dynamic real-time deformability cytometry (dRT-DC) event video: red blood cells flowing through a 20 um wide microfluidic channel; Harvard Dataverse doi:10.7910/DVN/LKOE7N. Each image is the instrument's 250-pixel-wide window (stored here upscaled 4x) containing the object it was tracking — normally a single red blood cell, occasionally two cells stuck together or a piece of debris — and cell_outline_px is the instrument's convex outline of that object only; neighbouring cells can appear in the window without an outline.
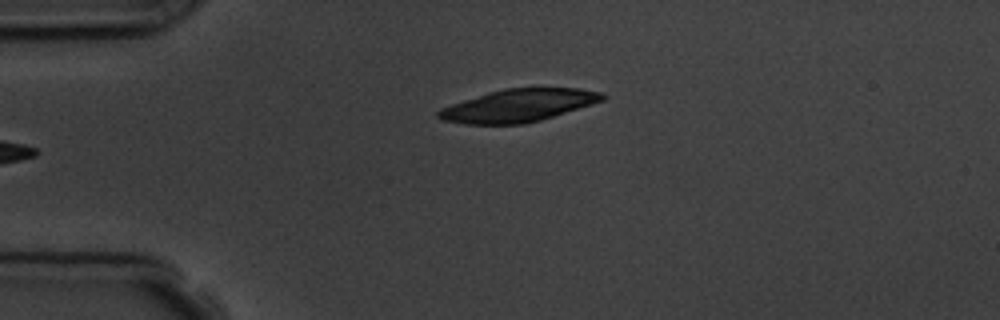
{"species": "common noctule bat (a hibernating species)", "species_latin": "Nyctalus noctula", "temperature_condition": "room temperature", "stored_images_in_passage": 5, "camera_frame_rate_fps": 3000, "um_per_image_px": 0.085, "animal": {"sex": "male", "body_mass_g": 19.5, "forearm_length_mm": 54.6}, "frame": {"image": 1, "passage_image": 5, "time_ms": 5.333, "image_size_px": [1000, 320], "cell_outline_px": [[608, 96], [604, 100], [592, 104], [540, 120], [524, 124], [464, 124], [440, 120], [436, 116], [436, 112], [440, 108], [488, 92], [504, 88], [580, 88], [600, 92]], "centroid_in_image_um": [44.04, 8.97], "position_along_channel_um": 41.0, "area_um2": 31.15}}